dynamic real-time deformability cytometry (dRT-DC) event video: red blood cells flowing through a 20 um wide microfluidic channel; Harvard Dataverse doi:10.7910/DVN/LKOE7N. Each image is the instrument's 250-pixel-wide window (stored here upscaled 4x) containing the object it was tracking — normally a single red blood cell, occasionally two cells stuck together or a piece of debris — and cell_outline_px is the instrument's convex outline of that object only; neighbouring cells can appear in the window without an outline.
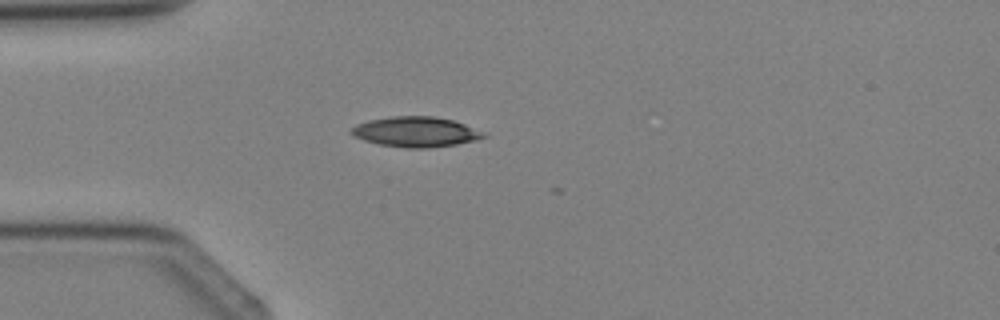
{"species": "Egyptian fruit bat (a non-hibernating species)", "species_latin": "Rousettus aegyptiacus", "temperature_condition": "cold", "stored_images_in_passage": 3, "camera_frame_rate_fps": 3000, "um_per_image_px": 0.085, "animal": {"sex": "female"}, "frame": {"image": 1, "passage_image": 3, "time_ms": 2.667, "image_size_px": [1000, 320], "cell_outline_px": [[488, 136], [476, 140], [456, 144], [428, 148], [404, 148], [380, 144], [364, 140], [356, 136], [352, 132], [352, 128], [356, 124], [368, 120], [392, 116], [432, 116], [452, 120], [464, 124], [484, 132]], "centroid_in_image_um": [35.36, 11.2], "position_along_channel_um": 49.6, "area_um2": 23.06}}